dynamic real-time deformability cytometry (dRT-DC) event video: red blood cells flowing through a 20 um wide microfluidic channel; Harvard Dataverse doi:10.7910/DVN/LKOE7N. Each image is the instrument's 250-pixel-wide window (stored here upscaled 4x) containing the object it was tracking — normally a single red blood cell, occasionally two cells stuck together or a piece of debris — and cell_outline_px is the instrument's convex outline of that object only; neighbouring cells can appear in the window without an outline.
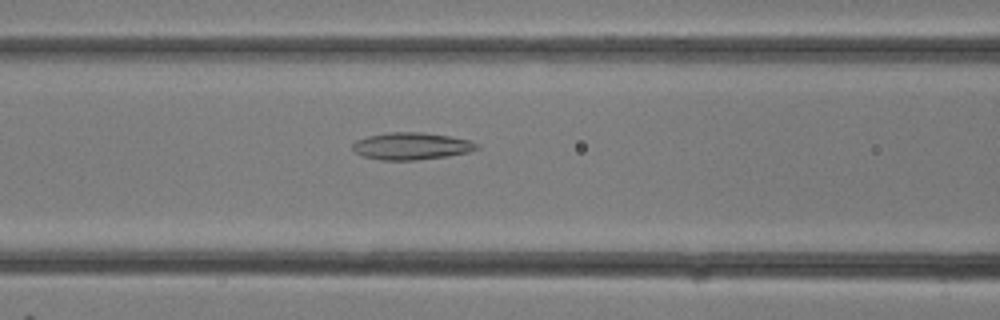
{"species": "common noctule bat (a hibernating species)", "species_latin": "Nyctalus noctula", "temperature_condition": "room temperature", "stored_images_in_passage": 29, "camera_frame_rate_fps": 3000, "um_per_image_px": 0.085, "animal": {"sex": "female"}, "frame": {"image": 1, "passage_image": 12, "time_ms": 3.667, "image_size_px": [1000, 320], "cell_outline_px": [[480, 148], [468, 152], [448, 156], [416, 160], [380, 160], [364, 156], [356, 152], [352, 148], [352, 144], [356, 140], [368, 136], [388, 132], [420, 132], [448, 136], [472, 140], [480, 144]], "centroid_in_image_um": [35.0, 12.42], "position_along_channel_um": 131.6, "area_um2": 19.71}}
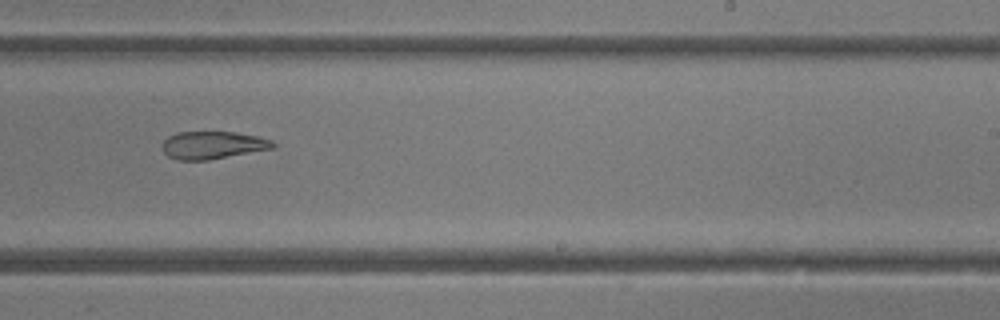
{"frame": {"image": 2, "passage_image": 18, "time_ms": 5.667, "image_size_px": [1000, 320], "cell_outline_px": [[276, 144], [272, 148], [208, 160], [176, 160], [168, 156], [164, 152], [160, 144], [168, 136], [176, 132], [236, 132], [256, 136], [272, 140]], "centroid_in_image_um": [18.02, 12.33], "position_along_channel_um": 271.0, "area_um2": 17.8}}
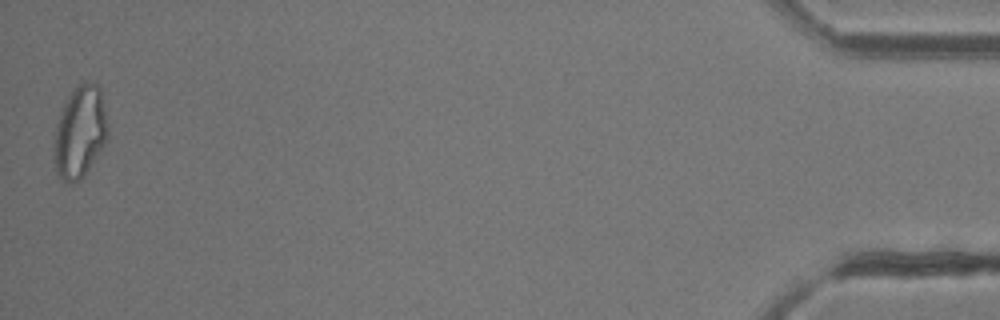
{"frame": {"image": 3, "passage_image": 29, "time_ms": 9.333, "image_size_px": [1000, 320], "cell_outline_px": [[108, 140], [84, 176], [80, 180], [64, 180], [56, 176], [52, 156], [56, 124], [64, 104], [68, 96], [84, 80], [96, 84], [100, 88], [108, 124]], "centroid_in_image_um": [6.79, 11.24], "position_along_channel_um": 428.4, "area_um2": 29.02}}